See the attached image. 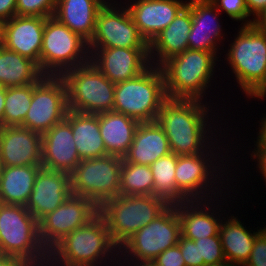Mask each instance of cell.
I'll use <instances>...</instances> for the list:
<instances>
[{
    "label": "cell",
    "instance_id": "obj_1",
    "mask_svg": "<svg viewBox=\"0 0 266 266\" xmlns=\"http://www.w3.org/2000/svg\"><path fill=\"white\" fill-rule=\"evenodd\" d=\"M208 111L200 100L167 98L163 102L156 121L164 130L172 153L185 156L209 149Z\"/></svg>",
    "mask_w": 266,
    "mask_h": 266
},
{
    "label": "cell",
    "instance_id": "obj_2",
    "mask_svg": "<svg viewBox=\"0 0 266 266\" xmlns=\"http://www.w3.org/2000/svg\"><path fill=\"white\" fill-rule=\"evenodd\" d=\"M117 248L105 219L98 214L87 225L65 236L49 251L47 266H98L104 258V263L106 257L109 259L111 255L113 258L112 251L118 252L115 255L118 256L120 252Z\"/></svg>",
    "mask_w": 266,
    "mask_h": 266
},
{
    "label": "cell",
    "instance_id": "obj_3",
    "mask_svg": "<svg viewBox=\"0 0 266 266\" xmlns=\"http://www.w3.org/2000/svg\"><path fill=\"white\" fill-rule=\"evenodd\" d=\"M48 251L39 236V221L23 205L0 202V255L47 266Z\"/></svg>",
    "mask_w": 266,
    "mask_h": 266
},
{
    "label": "cell",
    "instance_id": "obj_4",
    "mask_svg": "<svg viewBox=\"0 0 266 266\" xmlns=\"http://www.w3.org/2000/svg\"><path fill=\"white\" fill-rule=\"evenodd\" d=\"M218 57L212 52L187 49L159 67L167 98L202 100L214 74Z\"/></svg>",
    "mask_w": 266,
    "mask_h": 266
},
{
    "label": "cell",
    "instance_id": "obj_5",
    "mask_svg": "<svg viewBox=\"0 0 266 266\" xmlns=\"http://www.w3.org/2000/svg\"><path fill=\"white\" fill-rule=\"evenodd\" d=\"M166 99L162 70L151 64L136 77L115 84L113 111L139 123L153 122Z\"/></svg>",
    "mask_w": 266,
    "mask_h": 266
},
{
    "label": "cell",
    "instance_id": "obj_6",
    "mask_svg": "<svg viewBox=\"0 0 266 266\" xmlns=\"http://www.w3.org/2000/svg\"><path fill=\"white\" fill-rule=\"evenodd\" d=\"M170 204L154 195H118L99 207L114 243L120 248L143 226L162 214Z\"/></svg>",
    "mask_w": 266,
    "mask_h": 266
},
{
    "label": "cell",
    "instance_id": "obj_7",
    "mask_svg": "<svg viewBox=\"0 0 266 266\" xmlns=\"http://www.w3.org/2000/svg\"><path fill=\"white\" fill-rule=\"evenodd\" d=\"M68 110L100 114L113 111L115 84L90 61L63 72Z\"/></svg>",
    "mask_w": 266,
    "mask_h": 266
},
{
    "label": "cell",
    "instance_id": "obj_8",
    "mask_svg": "<svg viewBox=\"0 0 266 266\" xmlns=\"http://www.w3.org/2000/svg\"><path fill=\"white\" fill-rule=\"evenodd\" d=\"M89 61L90 53L85 39L55 17L45 20L40 52V69L45 75L60 76Z\"/></svg>",
    "mask_w": 266,
    "mask_h": 266
},
{
    "label": "cell",
    "instance_id": "obj_9",
    "mask_svg": "<svg viewBox=\"0 0 266 266\" xmlns=\"http://www.w3.org/2000/svg\"><path fill=\"white\" fill-rule=\"evenodd\" d=\"M234 40L226 54L227 62L248 96L266 75V33L254 24L242 25Z\"/></svg>",
    "mask_w": 266,
    "mask_h": 266
},
{
    "label": "cell",
    "instance_id": "obj_10",
    "mask_svg": "<svg viewBox=\"0 0 266 266\" xmlns=\"http://www.w3.org/2000/svg\"><path fill=\"white\" fill-rule=\"evenodd\" d=\"M122 161L113 155L82 160L70 174L72 194L90 199L98 207L117 197Z\"/></svg>",
    "mask_w": 266,
    "mask_h": 266
},
{
    "label": "cell",
    "instance_id": "obj_11",
    "mask_svg": "<svg viewBox=\"0 0 266 266\" xmlns=\"http://www.w3.org/2000/svg\"><path fill=\"white\" fill-rule=\"evenodd\" d=\"M181 235V222L176 204L170 205L162 214L130 237L119 251L124 258L130 257L132 261L155 260L161 252L177 245Z\"/></svg>",
    "mask_w": 266,
    "mask_h": 266
},
{
    "label": "cell",
    "instance_id": "obj_12",
    "mask_svg": "<svg viewBox=\"0 0 266 266\" xmlns=\"http://www.w3.org/2000/svg\"><path fill=\"white\" fill-rule=\"evenodd\" d=\"M68 111L63 79L45 75L39 82L33 83L32 101L22 127L43 135L62 121Z\"/></svg>",
    "mask_w": 266,
    "mask_h": 266
},
{
    "label": "cell",
    "instance_id": "obj_13",
    "mask_svg": "<svg viewBox=\"0 0 266 266\" xmlns=\"http://www.w3.org/2000/svg\"><path fill=\"white\" fill-rule=\"evenodd\" d=\"M98 214L99 207L92 200L71 194L39 221V236L44 248L49 252L65 236L87 225Z\"/></svg>",
    "mask_w": 266,
    "mask_h": 266
},
{
    "label": "cell",
    "instance_id": "obj_14",
    "mask_svg": "<svg viewBox=\"0 0 266 266\" xmlns=\"http://www.w3.org/2000/svg\"><path fill=\"white\" fill-rule=\"evenodd\" d=\"M108 0L96 19V30L88 48H149L127 9ZM118 8V9H117ZM121 9V10H120ZM123 9V10H122Z\"/></svg>",
    "mask_w": 266,
    "mask_h": 266
},
{
    "label": "cell",
    "instance_id": "obj_15",
    "mask_svg": "<svg viewBox=\"0 0 266 266\" xmlns=\"http://www.w3.org/2000/svg\"><path fill=\"white\" fill-rule=\"evenodd\" d=\"M88 49L90 62L114 84L136 77L151 65L149 48Z\"/></svg>",
    "mask_w": 266,
    "mask_h": 266
},
{
    "label": "cell",
    "instance_id": "obj_16",
    "mask_svg": "<svg viewBox=\"0 0 266 266\" xmlns=\"http://www.w3.org/2000/svg\"><path fill=\"white\" fill-rule=\"evenodd\" d=\"M210 148H211V145L208 151L206 149L202 153H198L194 155L177 156V166L175 169L176 185H177V188L189 200H203V199L207 200L209 197H210V200H212L211 196L209 195L210 194L209 192L211 191L210 189L212 188V185H213L212 183H214L215 185L214 181H216L217 180L216 178L218 177V174L215 175L216 176L215 177L213 173L214 172L217 173L216 169H219L220 171V167L216 166V164H213L212 163L213 160H210L211 157L212 159L216 157L214 156L215 154H213ZM205 152H208V153H205ZM209 152L213 156L209 154ZM209 156L210 158L207 159V157ZM212 176L213 178L215 177V179H213ZM211 179L213 180L211 181ZM210 185H211V188H210ZM204 196L207 198H205Z\"/></svg>",
    "mask_w": 266,
    "mask_h": 266
},
{
    "label": "cell",
    "instance_id": "obj_17",
    "mask_svg": "<svg viewBox=\"0 0 266 266\" xmlns=\"http://www.w3.org/2000/svg\"><path fill=\"white\" fill-rule=\"evenodd\" d=\"M47 18L19 16L0 24V44L36 62L40 67L43 31Z\"/></svg>",
    "mask_w": 266,
    "mask_h": 266
},
{
    "label": "cell",
    "instance_id": "obj_18",
    "mask_svg": "<svg viewBox=\"0 0 266 266\" xmlns=\"http://www.w3.org/2000/svg\"><path fill=\"white\" fill-rule=\"evenodd\" d=\"M71 194L69 173L41 167L25 207L35 219L40 221L64 203Z\"/></svg>",
    "mask_w": 266,
    "mask_h": 266
},
{
    "label": "cell",
    "instance_id": "obj_19",
    "mask_svg": "<svg viewBox=\"0 0 266 266\" xmlns=\"http://www.w3.org/2000/svg\"><path fill=\"white\" fill-rule=\"evenodd\" d=\"M42 134L22 126H0L2 166H42Z\"/></svg>",
    "mask_w": 266,
    "mask_h": 266
},
{
    "label": "cell",
    "instance_id": "obj_20",
    "mask_svg": "<svg viewBox=\"0 0 266 266\" xmlns=\"http://www.w3.org/2000/svg\"><path fill=\"white\" fill-rule=\"evenodd\" d=\"M42 167L71 174L81 162L70 123L64 118L42 135Z\"/></svg>",
    "mask_w": 266,
    "mask_h": 266
},
{
    "label": "cell",
    "instance_id": "obj_21",
    "mask_svg": "<svg viewBox=\"0 0 266 266\" xmlns=\"http://www.w3.org/2000/svg\"><path fill=\"white\" fill-rule=\"evenodd\" d=\"M133 1L130 2V5L125 6L148 44L174 20L179 11L187 4V1L184 3L183 0Z\"/></svg>",
    "mask_w": 266,
    "mask_h": 266
},
{
    "label": "cell",
    "instance_id": "obj_22",
    "mask_svg": "<svg viewBox=\"0 0 266 266\" xmlns=\"http://www.w3.org/2000/svg\"><path fill=\"white\" fill-rule=\"evenodd\" d=\"M186 5L192 14L188 49L216 54L219 47L217 43L224 36L221 33L220 23H218L219 12L221 11L210 0H189Z\"/></svg>",
    "mask_w": 266,
    "mask_h": 266
},
{
    "label": "cell",
    "instance_id": "obj_23",
    "mask_svg": "<svg viewBox=\"0 0 266 266\" xmlns=\"http://www.w3.org/2000/svg\"><path fill=\"white\" fill-rule=\"evenodd\" d=\"M191 26V10L185 5L176 15L174 20L149 44L150 63L152 62L151 64L153 65L156 60L157 63L155 62L154 66H160L170 57L187 50L188 36L191 31Z\"/></svg>",
    "mask_w": 266,
    "mask_h": 266
},
{
    "label": "cell",
    "instance_id": "obj_24",
    "mask_svg": "<svg viewBox=\"0 0 266 266\" xmlns=\"http://www.w3.org/2000/svg\"><path fill=\"white\" fill-rule=\"evenodd\" d=\"M171 153L169 141L162 127L157 123H139L133 142L123 157L126 162L151 165Z\"/></svg>",
    "mask_w": 266,
    "mask_h": 266
},
{
    "label": "cell",
    "instance_id": "obj_25",
    "mask_svg": "<svg viewBox=\"0 0 266 266\" xmlns=\"http://www.w3.org/2000/svg\"><path fill=\"white\" fill-rule=\"evenodd\" d=\"M105 0H57L54 16L88 43L96 30V19Z\"/></svg>",
    "mask_w": 266,
    "mask_h": 266
},
{
    "label": "cell",
    "instance_id": "obj_26",
    "mask_svg": "<svg viewBox=\"0 0 266 266\" xmlns=\"http://www.w3.org/2000/svg\"><path fill=\"white\" fill-rule=\"evenodd\" d=\"M203 201L204 200H188L176 204V210L181 222L182 236L187 239L194 241L199 238L212 237L219 234L221 215L218 216L219 219L218 217L216 218L215 215L217 214H214L215 211L208 206L212 202L209 199L205 200L204 205L202 203ZM206 201L210 202L206 204ZM210 209L213 213L209 212L211 211Z\"/></svg>",
    "mask_w": 266,
    "mask_h": 266
},
{
    "label": "cell",
    "instance_id": "obj_27",
    "mask_svg": "<svg viewBox=\"0 0 266 266\" xmlns=\"http://www.w3.org/2000/svg\"><path fill=\"white\" fill-rule=\"evenodd\" d=\"M65 119L70 123L73 139L82 160L107 156L99 127V114L69 110Z\"/></svg>",
    "mask_w": 266,
    "mask_h": 266
},
{
    "label": "cell",
    "instance_id": "obj_28",
    "mask_svg": "<svg viewBox=\"0 0 266 266\" xmlns=\"http://www.w3.org/2000/svg\"><path fill=\"white\" fill-rule=\"evenodd\" d=\"M139 122L115 111L99 114V127L106 153L123 158L134 138Z\"/></svg>",
    "mask_w": 266,
    "mask_h": 266
},
{
    "label": "cell",
    "instance_id": "obj_29",
    "mask_svg": "<svg viewBox=\"0 0 266 266\" xmlns=\"http://www.w3.org/2000/svg\"><path fill=\"white\" fill-rule=\"evenodd\" d=\"M41 167L39 165L2 166L0 202L26 206Z\"/></svg>",
    "mask_w": 266,
    "mask_h": 266
},
{
    "label": "cell",
    "instance_id": "obj_30",
    "mask_svg": "<svg viewBox=\"0 0 266 266\" xmlns=\"http://www.w3.org/2000/svg\"><path fill=\"white\" fill-rule=\"evenodd\" d=\"M230 217L227 221L221 220L219 227L223 252L228 263L243 266L248 261L256 235L262 228L251 233L236 217Z\"/></svg>",
    "mask_w": 266,
    "mask_h": 266
},
{
    "label": "cell",
    "instance_id": "obj_31",
    "mask_svg": "<svg viewBox=\"0 0 266 266\" xmlns=\"http://www.w3.org/2000/svg\"><path fill=\"white\" fill-rule=\"evenodd\" d=\"M45 74L39 65L0 44V85L4 88L39 82Z\"/></svg>",
    "mask_w": 266,
    "mask_h": 266
},
{
    "label": "cell",
    "instance_id": "obj_32",
    "mask_svg": "<svg viewBox=\"0 0 266 266\" xmlns=\"http://www.w3.org/2000/svg\"><path fill=\"white\" fill-rule=\"evenodd\" d=\"M177 155L170 153L159 158L150 165L154 179V196L165 199L170 205L188 201L189 199L177 188L175 169Z\"/></svg>",
    "mask_w": 266,
    "mask_h": 266
},
{
    "label": "cell",
    "instance_id": "obj_33",
    "mask_svg": "<svg viewBox=\"0 0 266 266\" xmlns=\"http://www.w3.org/2000/svg\"><path fill=\"white\" fill-rule=\"evenodd\" d=\"M120 195H154V179L149 165L122 161Z\"/></svg>",
    "mask_w": 266,
    "mask_h": 266
},
{
    "label": "cell",
    "instance_id": "obj_34",
    "mask_svg": "<svg viewBox=\"0 0 266 266\" xmlns=\"http://www.w3.org/2000/svg\"><path fill=\"white\" fill-rule=\"evenodd\" d=\"M33 84L5 88V107L0 126H22L32 101Z\"/></svg>",
    "mask_w": 266,
    "mask_h": 266
},
{
    "label": "cell",
    "instance_id": "obj_35",
    "mask_svg": "<svg viewBox=\"0 0 266 266\" xmlns=\"http://www.w3.org/2000/svg\"><path fill=\"white\" fill-rule=\"evenodd\" d=\"M194 242L198 245L199 261H204L205 266L226 262L219 234L199 238Z\"/></svg>",
    "mask_w": 266,
    "mask_h": 266
},
{
    "label": "cell",
    "instance_id": "obj_36",
    "mask_svg": "<svg viewBox=\"0 0 266 266\" xmlns=\"http://www.w3.org/2000/svg\"><path fill=\"white\" fill-rule=\"evenodd\" d=\"M57 0H17L16 15L53 17Z\"/></svg>",
    "mask_w": 266,
    "mask_h": 266
},
{
    "label": "cell",
    "instance_id": "obj_37",
    "mask_svg": "<svg viewBox=\"0 0 266 266\" xmlns=\"http://www.w3.org/2000/svg\"><path fill=\"white\" fill-rule=\"evenodd\" d=\"M215 7L220 11L224 10L227 15L236 21H245L242 22L243 25H252L254 20L251 21L246 6L245 0H210ZM248 18V20H247Z\"/></svg>",
    "mask_w": 266,
    "mask_h": 266
},
{
    "label": "cell",
    "instance_id": "obj_38",
    "mask_svg": "<svg viewBox=\"0 0 266 266\" xmlns=\"http://www.w3.org/2000/svg\"><path fill=\"white\" fill-rule=\"evenodd\" d=\"M243 266H266V231L257 235L248 261Z\"/></svg>",
    "mask_w": 266,
    "mask_h": 266
},
{
    "label": "cell",
    "instance_id": "obj_39",
    "mask_svg": "<svg viewBox=\"0 0 266 266\" xmlns=\"http://www.w3.org/2000/svg\"><path fill=\"white\" fill-rule=\"evenodd\" d=\"M178 245L185 261V266H205L204 261H199L198 245L193 240L181 235Z\"/></svg>",
    "mask_w": 266,
    "mask_h": 266
},
{
    "label": "cell",
    "instance_id": "obj_40",
    "mask_svg": "<svg viewBox=\"0 0 266 266\" xmlns=\"http://www.w3.org/2000/svg\"><path fill=\"white\" fill-rule=\"evenodd\" d=\"M154 261L157 266H185L178 244L161 252Z\"/></svg>",
    "mask_w": 266,
    "mask_h": 266
},
{
    "label": "cell",
    "instance_id": "obj_41",
    "mask_svg": "<svg viewBox=\"0 0 266 266\" xmlns=\"http://www.w3.org/2000/svg\"><path fill=\"white\" fill-rule=\"evenodd\" d=\"M17 0H0V24L16 16Z\"/></svg>",
    "mask_w": 266,
    "mask_h": 266
},
{
    "label": "cell",
    "instance_id": "obj_42",
    "mask_svg": "<svg viewBox=\"0 0 266 266\" xmlns=\"http://www.w3.org/2000/svg\"><path fill=\"white\" fill-rule=\"evenodd\" d=\"M256 147L255 151H252L251 157L254 160L257 159V166L266 182V145H256Z\"/></svg>",
    "mask_w": 266,
    "mask_h": 266
},
{
    "label": "cell",
    "instance_id": "obj_43",
    "mask_svg": "<svg viewBox=\"0 0 266 266\" xmlns=\"http://www.w3.org/2000/svg\"><path fill=\"white\" fill-rule=\"evenodd\" d=\"M248 13L256 17L266 9V0H245Z\"/></svg>",
    "mask_w": 266,
    "mask_h": 266
},
{
    "label": "cell",
    "instance_id": "obj_44",
    "mask_svg": "<svg viewBox=\"0 0 266 266\" xmlns=\"http://www.w3.org/2000/svg\"><path fill=\"white\" fill-rule=\"evenodd\" d=\"M0 266H33L25 259L0 255Z\"/></svg>",
    "mask_w": 266,
    "mask_h": 266
},
{
    "label": "cell",
    "instance_id": "obj_45",
    "mask_svg": "<svg viewBox=\"0 0 266 266\" xmlns=\"http://www.w3.org/2000/svg\"><path fill=\"white\" fill-rule=\"evenodd\" d=\"M250 98L264 99L266 97V75L260 84L248 95ZM253 96V97H252Z\"/></svg>",
    "mask_w": 266,
    "mask_h": 266
},
{
    "label": "cell",
    "instance_id": "obj_46",
    "mask_svg": "<svg viewBox=\"0 0 266 266\" xmlns=\"http://www.w3.org/2000/svg\"><path fill=\"white\" fill-rule=\"evenodd\" d=\"M261 124L255 145H266V116L261 119Z\"/></svg>",
    "mask_w": 266,
    "mask_h": 266
},
{
    "label": "cell",
    "instance_id": "obj_47",
    "mask_svg": "<svg viewBox=\"0 0 266 266\" xmlns=\"http://www.w3.org/2000/svg\"><path fill=\"white\" fill-rule=\"evenodd\" d=\"M254 25L261 31L266 33V9L257 17L253 18Z\"/></svg>",
    "mask_w": 266,
    "mask_h": 266
},
{
    "label": "cell",
    "instance_id": "obj_48",
    "mask_svg": "<svg viewBox=\"0 0 266 266\" xmlns=\"http://www.w3.org/2000/svg\"><path fill=\"white\" fill-rule=\"evenodd\" d=\"M4 107H5V88L3 87L0 90V123L2 122L3 119Z\"/></svg>",
    "mask_w": 266,
    "mask_h": 266
},
{
    "label": "cell",
    "instance_id": "obj_49",
    "mask_svg": "<svg viewBox=\"0 0 266 266\" xmlns=\"http://www.w3.org/2000/svg\"><path fill=\"white\" fill-rule=\"evenodd\" d=\"M137 261V262H135ZM133 266H157L156 262L154 260H133L132 264ZM137 263V264H136ZM131 263H129L128 266H130Z\"/></svg>",
    "mask_w": 266,
    "mask_h": 266
},
{
    "label": "cell",
    "instance_id": "obj_50",
    "mask_svg": "<svg viewBox=\"0 0 266 266\" xmlns=\"http://www.w3.org/2000/svg\"><path fill=\"white\" fill-rule=\"evenodd\" d=\"M208 266H235V265H232V264H230V263H228L226 261V262H222V263H219V264L208 265Z\"/></svg>",
    "mask_w": 266,
    "mask_h": 266
}]
</instances>
